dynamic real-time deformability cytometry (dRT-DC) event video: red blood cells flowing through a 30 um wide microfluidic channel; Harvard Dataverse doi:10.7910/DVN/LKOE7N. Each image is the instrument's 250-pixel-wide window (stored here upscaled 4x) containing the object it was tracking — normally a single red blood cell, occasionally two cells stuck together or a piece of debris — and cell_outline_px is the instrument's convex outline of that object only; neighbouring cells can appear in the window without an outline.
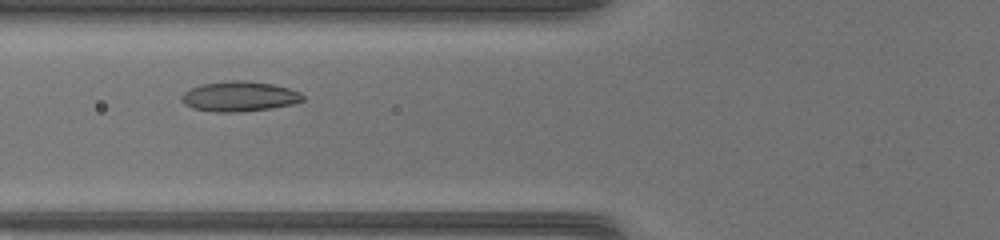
{"species": "common noctule bat (a hibernating species)", "species_latin": "Nyctalus noctula", "temperature_condition": "warm", "stored_images_in_passage": 36, "camera_frame_rate_fps": 3000, "um_per_image_px": 0.085, "animal": {"sex": "female", "body_mass_g": 17.0, "forearm_length_mm": 48.0}, "frame": {"image": 1, "passage_image": 9, "time_ms": 2.667, "image_size_px": [1000, 240], "cell_outline_px": [[304, 100], [292, 104], [272, 108], [240, 112], [212, 112], [192, 108], [184, 104], [180, 100], [180, 96], [184, 92], [200, 84], [224, 80], [244, 80], [272, 84], [288, 88], [300, 92], [304, 96]], "centroid_in_image_um": [20.31, 8.19], "position_along_channel_um": 105.5, "area_um2": 21.5}}
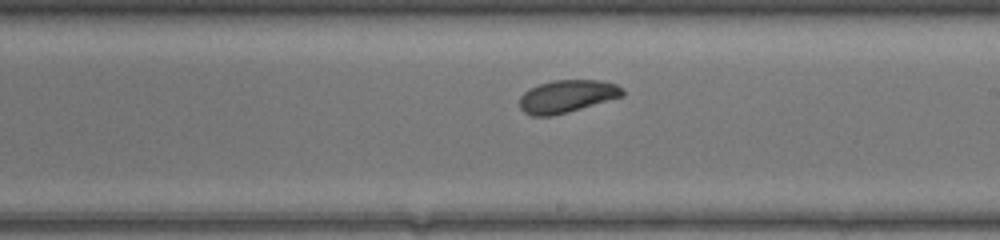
{"frame": {"image": 2, "passage_image": 18, "time_ms": 5.667, "image_size_px": [1000, 240], "cell_outline_px": [[624, 96], [568, 112], [552, 116], [532, 116], [524, 112], [520, 108], [520, 96], [524, 92], [540, 84], [552, 80], [600, 80], [616, 84], [624, 92]], "centroid_in_image_um": [48.19, 8.19], "position_along_channel_um": 240.8, "area_um2": 19.48}}
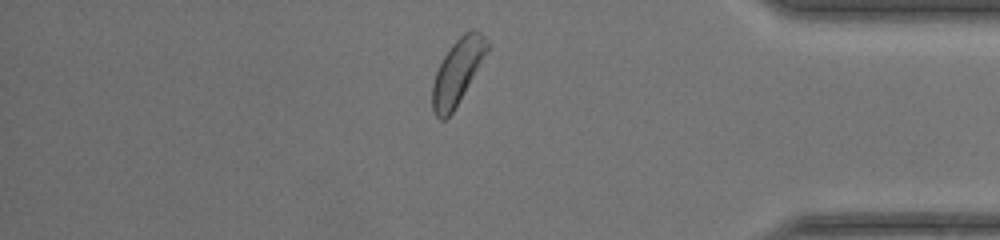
{"frame": {"image": 3, "passage_image": 30, "time_ms": 9.667, "image_size_px": [1000, 240], "cell_outline_px": [[488, 48], [468, 84], [452, 112], [444, 120], [440, 120], [436, 116], [432, 108], [432, 84], [436, 72], [444, 56], [452, 44], [464, 32], [472, 28], [476, 28], [488, 40]], "centroid_in_image_um": [38.85, 6.06], "position_along_channel_um": 396.3, "area_um2": 20.06}}